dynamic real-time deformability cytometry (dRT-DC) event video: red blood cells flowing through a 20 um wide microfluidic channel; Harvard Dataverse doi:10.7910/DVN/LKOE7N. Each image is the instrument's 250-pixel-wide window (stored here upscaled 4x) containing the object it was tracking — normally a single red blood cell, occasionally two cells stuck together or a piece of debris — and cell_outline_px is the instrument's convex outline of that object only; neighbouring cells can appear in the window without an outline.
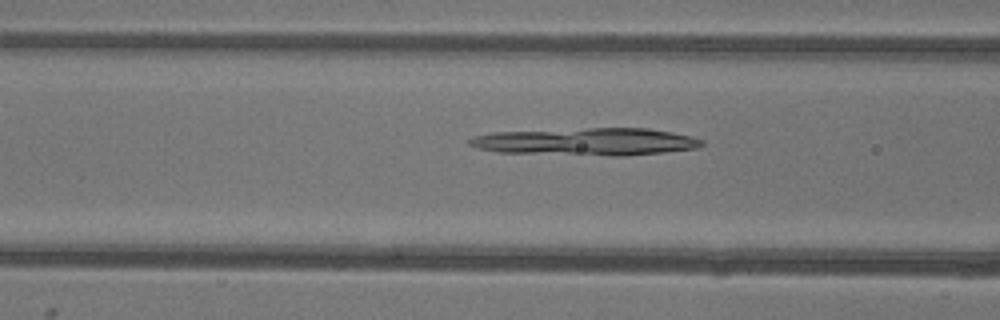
{"species": "common noctule bat (a hibernating species)", "species_latin": "Nyctalus noctula", "temperature_condition": "warm", "stored_images_in_passage": 52, "camera_frame_rate_fps": 3000, "um_per_image_px": 0.085, "animal": {"sex": "female"}, "frame": {"image": 1, "passage_image": 20, "time_ms": 6.333, "image_size_px": [1000, 320], "cell_outline_px": [[704, 144], [696, 148], [664, 152], [624, 156], [612, 156], [496, 152], [480, 148], [468, 144], [468, 140], [472, 136], [492, 132], [588, 128], [648, 128], [672, 132], [692, 136], [704, 140]], "centroid_in_image_um": [49.85, 12.04], "position_along_channel_um": 116.7, "area_um2": 37.34}}
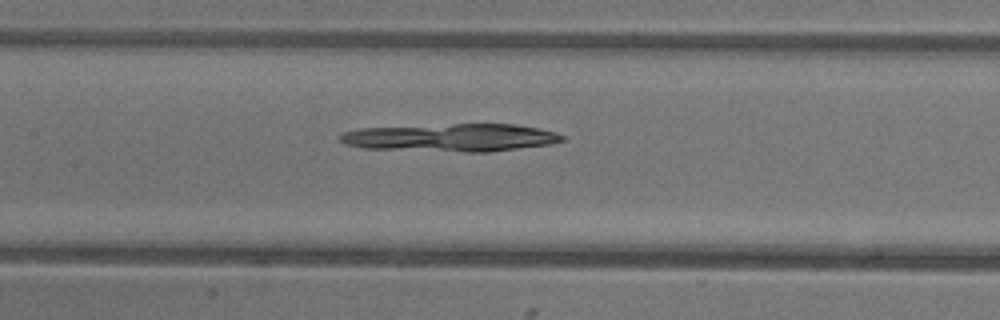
{"frame": {"image": 2, "passage_image": 24, "time_ms": 7.667, "image_size_px": [1000, 320], "cell_outline_px": [[564, 140], [552, 144], [488, 152], [464, 152], [364, 148], [344, 144], [336, 136], [340, 132], [356, 128], [452, 124], [516, 124], [540, 128], [556, 132], [564, 136]], "centroid_in_image_um": [38.3, 11.69], "position_along_channel_um": 169.1, "area_um2": 36.41}}
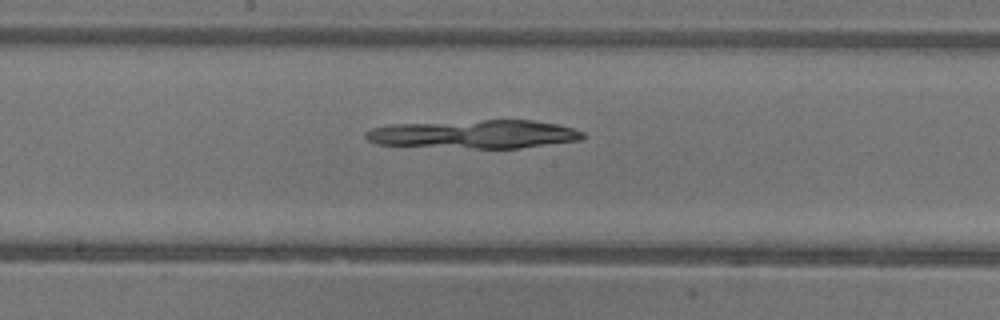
{"frame": {"image": 3, "passage_image": 27, "time_ms": 8.667, "image_size_px": [1000, 320], "cell_outline_px": [[588, 136], [580, 140], [520, 148], [476, 148], [376, 144], [368, 140], [364, 136], [364, 132], [372, 128], [392, 124], [484, 120], [532, 120], [556, 124], [572, 128], [584, 132]], "centroid_in_image_um": [40.35, 11.4], "position_along_channel_um": 207.9, "area_um2": 35.84}}